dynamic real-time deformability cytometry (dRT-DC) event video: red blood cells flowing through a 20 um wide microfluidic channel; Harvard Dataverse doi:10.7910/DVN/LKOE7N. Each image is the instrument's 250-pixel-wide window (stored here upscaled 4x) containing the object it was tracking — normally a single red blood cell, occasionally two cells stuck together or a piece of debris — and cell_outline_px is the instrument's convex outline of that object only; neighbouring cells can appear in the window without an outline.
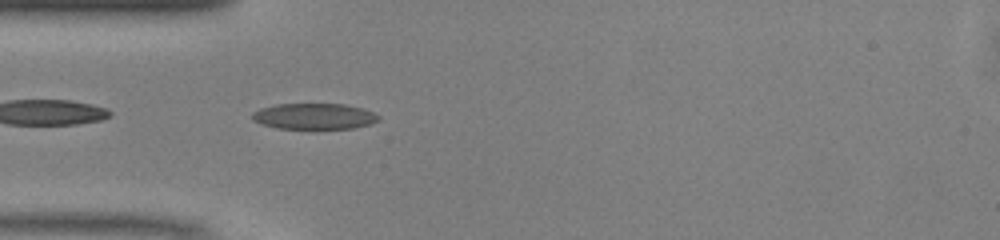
{"species": "common noctule bat (a hibernating species)", "species_latin": "Nyctalus noctula", "temperature_condition": "warm", "stored_images_in_passage": 47, "camera_frame_rate_fps": 3000, "um_per_image_px": 0.085, "animal": {"sex": "male", "body_mass_g": 13.0, "forearm_length_mm": 53.1}, "frame": {"image": 1, "passage_image": 13, "time_ms": 4.0, "image_size_px": [1000, 240], "cell_outline_px": [[380, 120], [372, 124], [352, 128], [316, 132], [276, 128], [260, 124], [252, 120], [252, 112], [260, 108], [276, 104], [344, 104], [364, 108], [380, 116]], "centroid_in_image_um": [26.71, 9.94], "position_along_channel_um": 58.3, "area_um2": 20.29}}
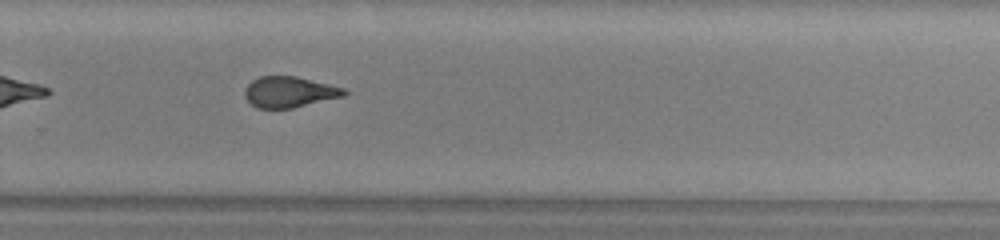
{"frame": {"image": 2, "passage_image": 31, "time_ms": 10.0, "image_size_px": [1000, 240], "cell_outline_px": [[348, 92], [344, 96], [292, 108], [260, 108], [252, 104], [244, 96], [244, 88], [252, 80], [260, 76], [296, 76], [344, 88]], "centroid_in_image_um": [24.58, 7.81], "position_along_channel_um": 305.2, "area_um2": 17.74}}
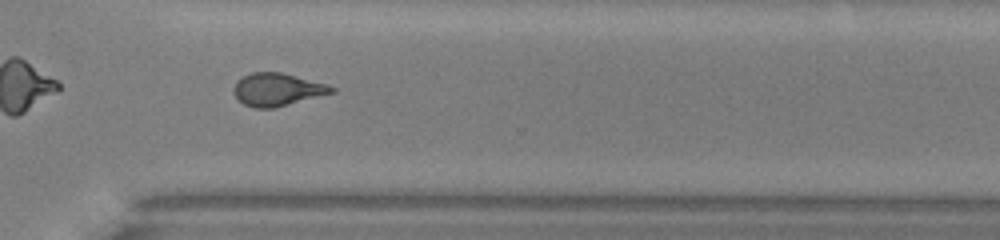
{"frame": {"image": 3, "passage_image": 34, "time_ms": 11.0, "image_size_px": [1000, 240], "cell_outline_px": [[336, 92], [276, 108], [252, 108], [244, 104], [232, 92], [232, 88], [236, 80], [252, 72], [280, 72], [328, 84], [336, 88]], "centroid_in_image_um": [23.57, 7.62], "position_along_channel_um": 347.0, "area_um2": 18.9}, "authors_computed_cell_mechanics": {"area_um2": 19.1318, "velocity_mm_per_s": 4.1518, "shape_relaxation_time_tau1_ms": 9.5135, "shape_relaxation_time_tau2_ms": 1.2792, "deformation_change_tau1": 0.2337, "deformation_change_tau2": 0.0844}}